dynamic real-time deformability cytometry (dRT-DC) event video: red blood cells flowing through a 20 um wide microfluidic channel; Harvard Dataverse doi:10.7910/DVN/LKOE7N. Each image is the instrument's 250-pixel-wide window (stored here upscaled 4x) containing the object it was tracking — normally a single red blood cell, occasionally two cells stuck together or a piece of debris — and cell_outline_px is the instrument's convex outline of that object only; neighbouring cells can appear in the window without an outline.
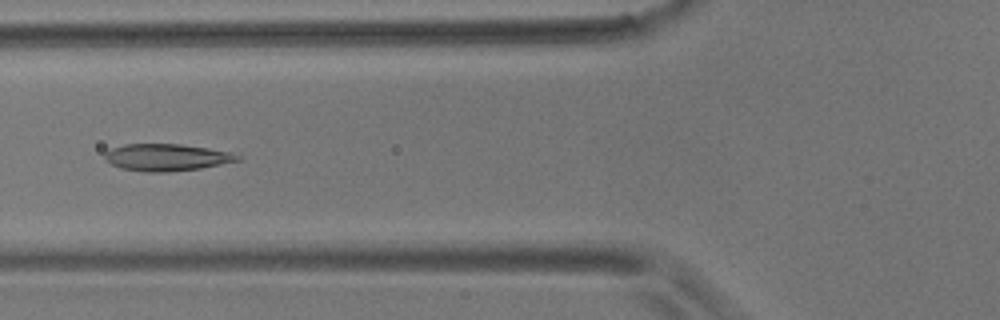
{"species": "common noctule bat (a hibernating species)", "species_latin": "Nyctalus noctula", "temperature_condition": "room temperature", "stored_images_in_passage": 8, "camera_frame_rate_fps": 3000, "um_per_image_px": 0.085, "animal": {"sex": "male", "body_mass_g": 17.9}, "frame": {"image": 1, "passage_image": 5, "time_ms": 4.667, "image_size_px": [1000, 320], "cell_outline_px": [[244, 160], [200, 168], [168, 172], [144, 172], [120, 168], [112, 164], [104, 156], [104, 152], [112, 148], [124, 144], [180, 144], [240, 152], [244, 156]], "centroid_in_image_um": [14.3, 13.37], "position_along_channel_um": 111.5, "area_um2": 21.39}}
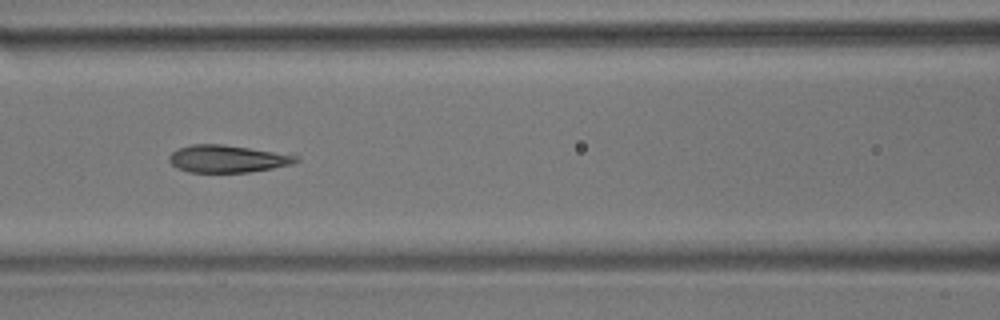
{"frame": {"image": 2, "passage_image": 6, "time_ms": 5.667, "image_size_px": [1000, 320], "cell_outline_px": [[300, 160], [292, 164], [272, 168], [248, 172], [188, 172], [176, 168], [168, 160], [168, 156], [172, 152], [180, 148], [192, 144], [224, 144], [296, 152], [300, 156]], "centroid_in_image_um": [19.48, 13.47], "position_along_channel_um": 147.1, "area_um2": 21.1}}
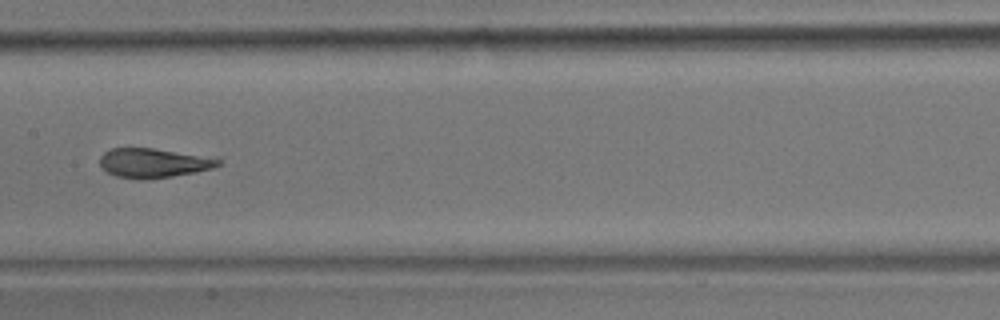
{"frame": {"image": 3, "passage_image": 7, "time_ms": 7.0, "image_size_px": [1000, 320], "cell_outline_px": [[220, 164], [212, 168], [196, 172], [172, 176], [140, 180], [116, 176], [108, 172], [100, 164], [100, 156], [104, 152], [112, 148], [152, 148], [220, 156]], "centroid_in_image_um": [13.14, 13.83], "position_along_channel_um": 194.3, "area_um2": 20.63}}